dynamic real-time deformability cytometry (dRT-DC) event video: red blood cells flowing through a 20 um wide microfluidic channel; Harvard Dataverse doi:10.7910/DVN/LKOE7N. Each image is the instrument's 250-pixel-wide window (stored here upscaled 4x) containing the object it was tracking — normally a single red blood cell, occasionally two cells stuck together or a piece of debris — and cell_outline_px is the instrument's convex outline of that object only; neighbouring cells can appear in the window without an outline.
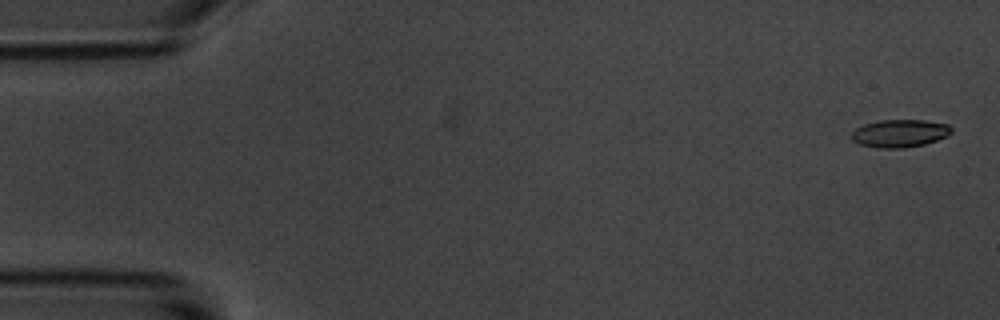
{"species": "common noctule bat (a hibernating species)", "species_latin": "Nyctalus noctula", "temperature_condition": "room temperature", "stored_images_in_passage": 57, "camera_frame_rate_fps": 3000, "um_per_image_px": 0.085, "animal": {"sex": "male", "body_mass_g": 20.1, "forearm_length_mm": 53.5}, "frame": {"image": 1, "passage_image": 1, "time_ms": 0.0, "image_size_px": [1000, 320], "cell_outline_px": [[952, 132], [948, 136], [924, 144], [904, 148], [876, 148], [860, 144], [852, 140], [852, 132], [856, 128], [864, 124], [880, 120], [924, 120], [948, 124], [952, 128]], "centroid_in_image_um": [76.49, 11.33], "position_along_channel_um": 8.5, "area_um2": 16.18}}
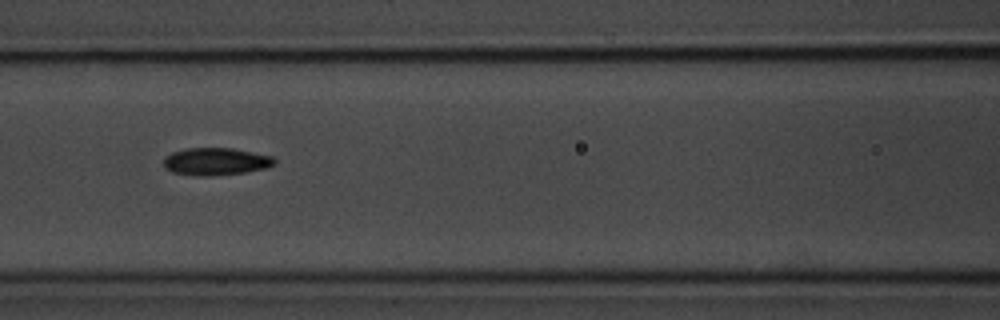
{"frame": {"image": 2, "passage_image": 24, "time_ms": 7.667, "image_size_px": [1000, 320], "cell_outline_px": [[276, 164], [268, 168], [244, 172], [208, 176], [196, 176], [172, 172], [164, 168], [164, 156], [172, 152], [184, 148], [232, 148], [272, 156], [276, 160]], "centroid_in_image_um": [18.33, 13.72], "position_along_channel_um": 148.3, "area_um2": 17.86}}
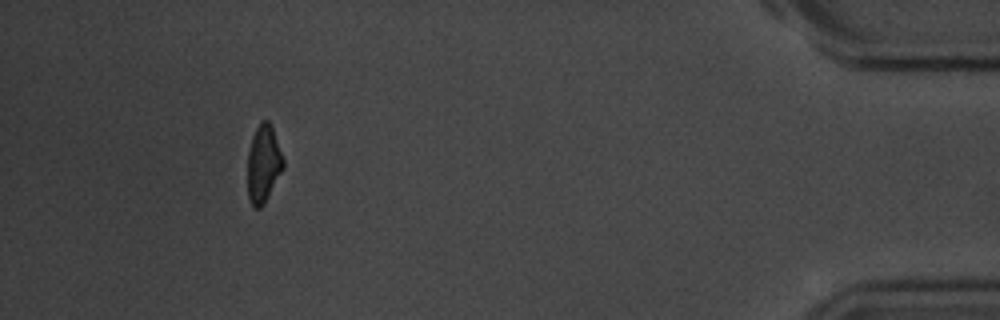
{"frame": {"image": 3, "passage_image": 52, "time_ms": 17.0, "image_size_px": [1000, 320], "cell_outline_px": [[284, 168], [264, 204], [260, 208], [252, 208], [248, 196], [248, 152], [252, 136], [260, 120], [268, 120], [272, 124], [284, 160]], "centroid_in_image_um": [22.4, 13.91], "position_along_channel_um": 412.8, "area_um2": 16.36}, "authors_computed_cell_mechanics": {"area_um2": 16.9932, "velocity_mm_per_s": 3.5209, "shape_relaxation_time_tau1_ms": 3.9153, "shape_relaxation_time_tau2_ms": 2.6315, "deformation_change_tau1": 0.1409, "deformation_change_tau2": 0.0797}}